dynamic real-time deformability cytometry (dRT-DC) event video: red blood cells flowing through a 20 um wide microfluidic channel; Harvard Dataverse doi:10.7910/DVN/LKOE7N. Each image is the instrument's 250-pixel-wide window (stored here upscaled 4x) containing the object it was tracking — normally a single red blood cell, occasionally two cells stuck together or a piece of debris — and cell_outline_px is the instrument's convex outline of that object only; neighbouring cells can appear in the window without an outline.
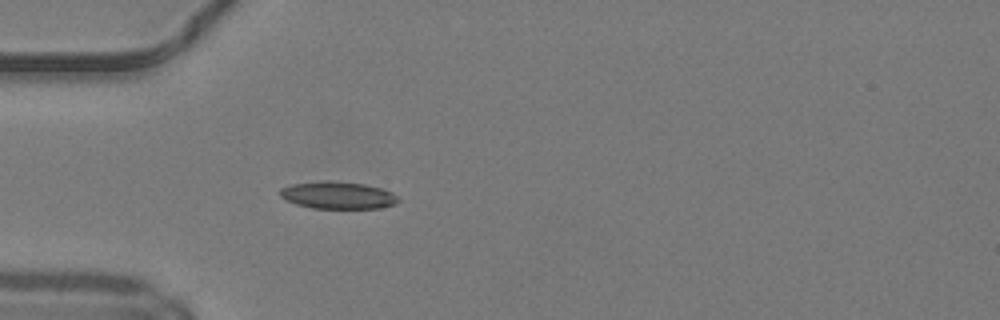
{"species": "common noctule bat (a hibernating species)", "species_latin": "Nyctalus noctula", "temperature_condition": "warm", "stored_images_in_passage": 35, "camera_frame_rate_fps": 3000, "um_per_image_px": 0.085, "animal": {"sex": "male", "body_mass_g": 19.2, "forearm_length_mm": 51.8}, "frame": {"image": 1, "passage_image": 1, "time_ms": 0.0, "image_size_px": [1000, 320], "cell_outline_px": [[400, 200], [396, 204], [380, 208], [312, 208], [296, 204], [280, 196], [280, 188], [292, 184], [324, 180], [328, 180], [364, 184], [380, 188], [392, 192]], "centroid_in_image_um": [28.72, 16.59], "position_along_channel_um": 56.3, "area_um2": 18.73}}
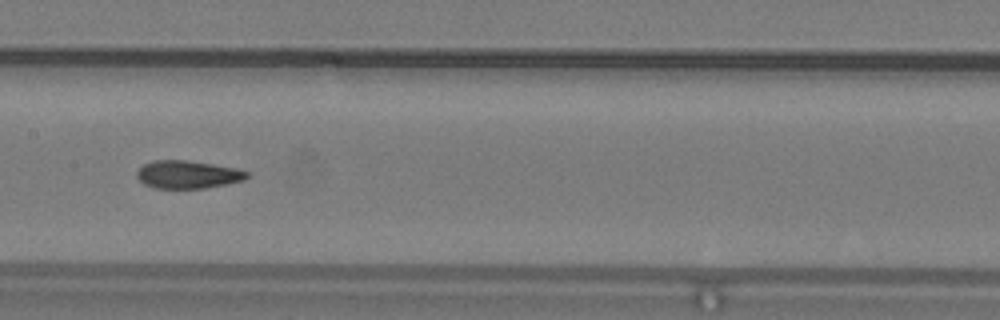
{"frame": {"image": 2, "passage_image": 11, "time_ms": 3.333, "image_size_px": [1000, 320], "cell_outline_px": [[248, 176], [244, 180], [228, 184], [204, 188], [156, 188], [144, 184], [136, 176], [136, 172], [144, 164], [152, 160], [188, 160], [236, 168], [248, 172]], "centroid_in_image_um": [15.95, 14.83], "position_along_channel_um": 191.4, "area_um2": 17.86}}
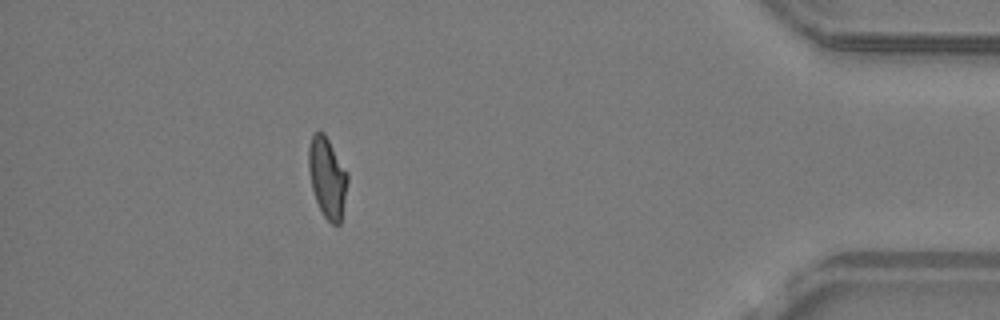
{"frame": {"image": 3, "passage_image": 30, "time_ms": 9.667, "image_size_px": [1000, 320], "cell_outline_px": [[348, 180], [340, 224], [332, 224], [324, 216], [316, 200], [312, 188], [308, 168], [308, 148], [312, 136], [316, 132], [324, 132], [348, 172]], "centroid_in_image_um": [27.82, 15.07], "position_along_channel_um": 407.4, "area_um2": 18.15}, "authors_computed_cell_mechanics": {"area_um2": 18.2648, "velocity_mm_per_s": 4.2277, "shape_relaxation_time_tau1_ms": null, "shape_relaxation_time_tau2_ms": 1.5901, "deformation_change_tau1": null, "deformation_change_tau2": 0.0772}}